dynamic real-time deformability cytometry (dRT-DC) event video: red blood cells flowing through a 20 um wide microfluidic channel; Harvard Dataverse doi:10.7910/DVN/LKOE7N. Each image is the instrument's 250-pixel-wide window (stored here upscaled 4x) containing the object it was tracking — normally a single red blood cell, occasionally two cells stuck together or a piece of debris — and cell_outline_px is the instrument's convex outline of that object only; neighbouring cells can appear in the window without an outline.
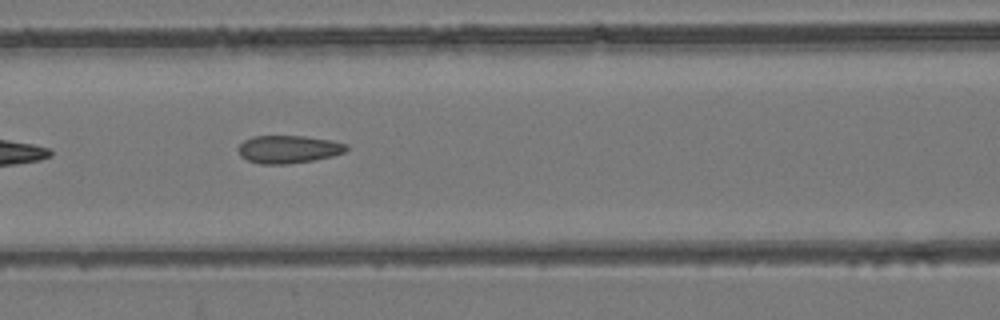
{"species": "common noctule bat (a hibernating species)", "species_latin": "Nyctalus noctula", "temperature_condition": "room temperature", "stored_images_in_passage": 6, "camera_frame_rate_fps": 3000, "um_per_image_px": 0.085, "animal": {"sex": "female", "body_mass_g": 24.6, "forearm_length_mm": 56.2}, "frame": {"image": 1, "passage_image": 4, "time_ms": 1.0, "image_size_px": [1000, 320], "cell_outline_px": [[348, 148], [344, 152], [332, 156], [312, 160], [288, 164], [260, 164], [248, 160], [240, 156], [236, 148], [244, 140], [252, 136], [304, 136], [332, 140], [348, 144]], "centroid_in_image_um": [24.49, 12.68], "position_along_channel_um": 142.1, "area_um2": 17.63}}
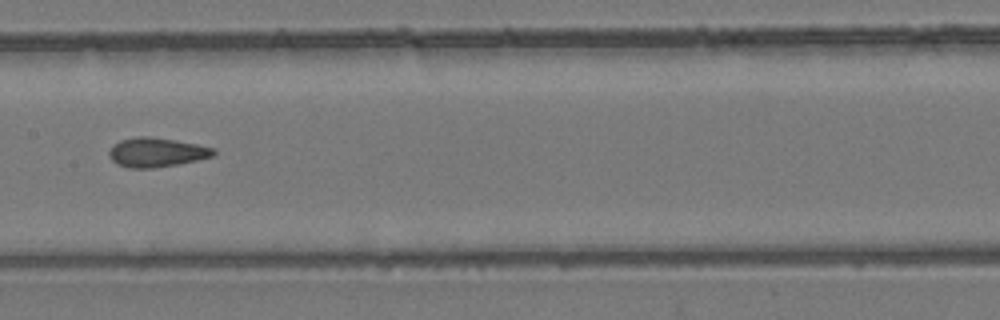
{"frame": {"image": 2, "passage_image": 5, "time_ms": 1.333, "image_size_px": [1000, 320], "cell_outline_px": [[216, 152], [212, 156], [196, 160], [176, 164], [152, 168], [128, 168], [116, 164], [108, 156], [108, 152], [112, 144], [120, 140], [140, 136], [148, 136], [176, 140], [216, 148]], "centroid_in_image_um": [13.26, 12.94], "position_along_channel_um": 194.1, "area_um2": 17.86}}
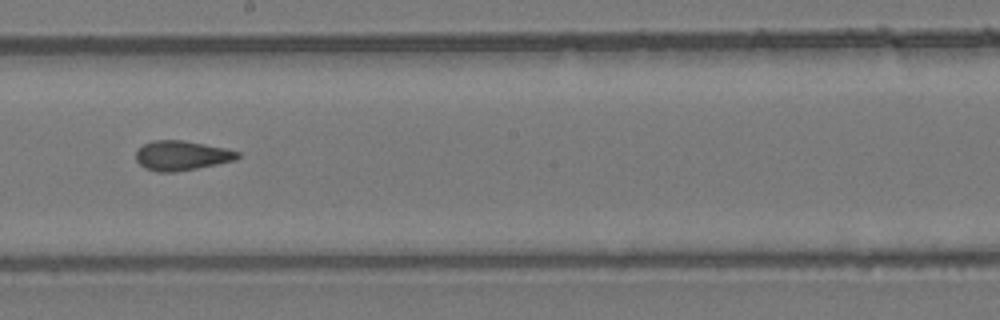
{"frame": {"image": 3, "passage_image": 6, "time_ms": 1.667, "image_size_px": [1000, 320], "cell_outline_px": [[240, 156], [236, 160], [196, 168], [172, 172], [156, 172], [144, 168], [136, 160], [136, 152], [144, 144], [152, 140], [184, 140], [224, 148], [240, 152]], "centroid_in_image_um": [15.43, 13.22], "position_along_channel_um": 232.8, "area_um2": 17.46}}